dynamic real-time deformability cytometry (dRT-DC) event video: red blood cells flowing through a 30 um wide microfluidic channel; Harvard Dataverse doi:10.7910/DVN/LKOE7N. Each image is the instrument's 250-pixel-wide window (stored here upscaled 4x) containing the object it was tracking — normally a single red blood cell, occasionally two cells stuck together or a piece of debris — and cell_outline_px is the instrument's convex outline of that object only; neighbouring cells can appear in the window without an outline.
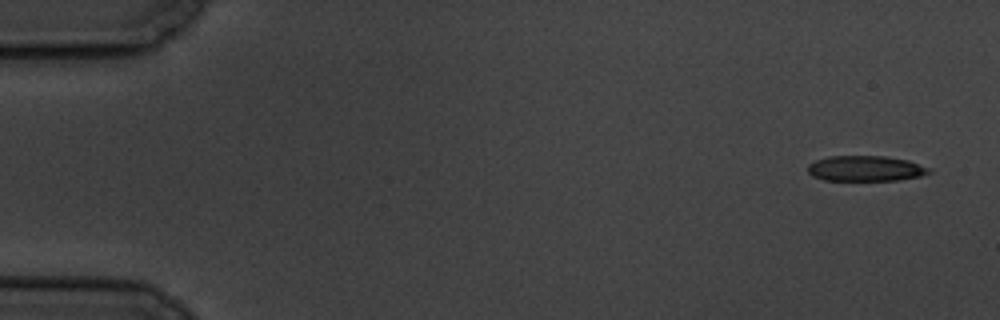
{"species": "common noctule bat (a hibernating species)", "species_latin": "Nyctalus noctula", "temperature_condition": "cold", "stored_images_in_passage": 6, "camera_frame_rate_fps": 3000, "um_per_image_px": 0.085, "animal": {"sex": "male", "body_mass_g": 19.5, "forearm_length_mm": 54.6}, "frame": {"image": 1, "passage_image": 1, "time_ms": 0.0, "image_size_px": [1000, 320], "cell_outline_px": [[932, 172], [920, 176], [896, 180], [824, 180], [812, 176], [808, 172], [808, 164], [816, 160], [828, 156], [884, 156], [908, 160], [932, 168]], "centroid_in_image_um": [73.58, 14.32], "position_along_channel_um": 11.4, "area_um2": 18.03}}
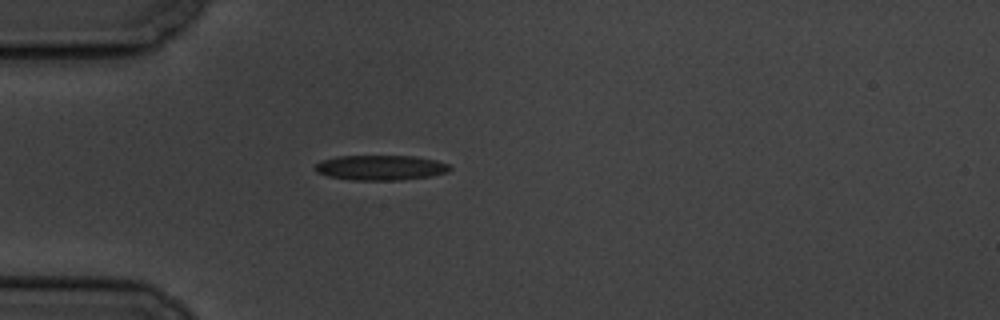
{"frame": {"image": 2, "passage_image": 5, "time_ms": 4.667, "image_size_px": [1000, 320], "cell_outline_px": [[452, 168], [448, 172], [432, 176], [400, 180], [352, 180], [328, 176], [316, 172], [312, 168], [320, 160], [336, 156], [412, 156], [436, 160], [448, 164]], "centroid_in_image_um": [32.32, 14.25], "position_along_channel_um": 52.7, "area_um2": 19.83}}